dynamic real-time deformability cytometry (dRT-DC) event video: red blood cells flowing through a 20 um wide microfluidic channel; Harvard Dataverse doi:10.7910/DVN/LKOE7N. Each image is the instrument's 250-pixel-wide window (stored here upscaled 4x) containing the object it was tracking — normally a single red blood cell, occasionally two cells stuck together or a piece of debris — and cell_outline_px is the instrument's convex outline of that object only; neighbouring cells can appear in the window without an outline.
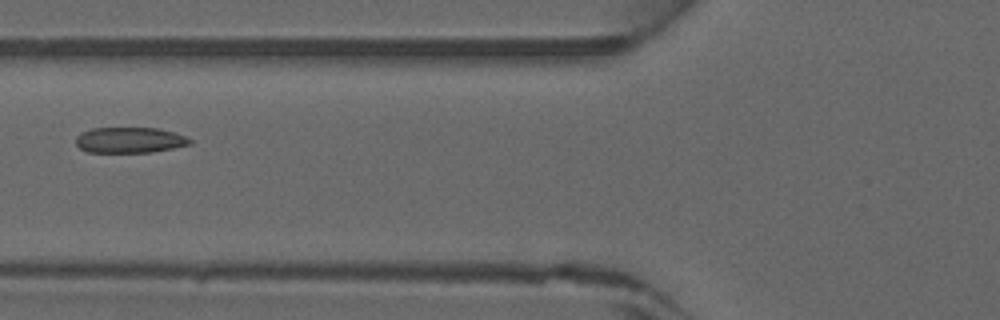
{"species": "common noctule bat (a hibernating species)", "species_latin": "Nyctalus noctula", "temperature_condition": "warm", "stored_images_in_passage": 27, "camera_frame_rate_fps": 3000, "um_per_image_px": 0.085, "animal": {"sex": "male", "forearm_length_mm": 52.5}, "frame": {"image": 1, "passage_image": 7, "time_ms": 2.0, "image_size_px": [1000, 320], "cell_outline_px": [[192, 144], [152, 152], [88, 152], [80, 148], [76, 144], [76, 136], [80, 132], [92, 128], [160, 128], [176, 132], [192, 140]], "centroid_in_image_um": [11.03, 11.9], "position_along_channel_um": 114.8, "area_um2": 17.17}}
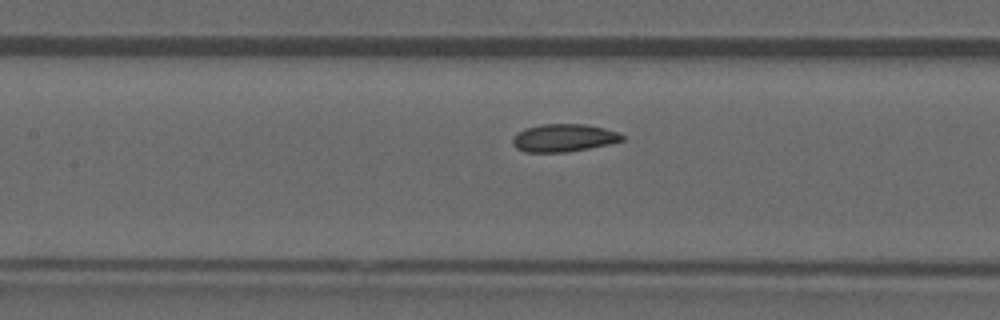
{"frame": {"image": 2, "passage_image": 10, "time_ms": 3.0, "image_size_px": [1000, 320], "cell_outline_px": [[624, 140], [608, 144], [568, 152], [524, 152], [516, 148], [512, 144], [512, 140], [516, 132], [524, 128], [540, 124], [584, 124], [604, 128], [616, 132], [624, 136]], "centroid_in_image_um": [47.86, 11.72], "position_along_channel_um": 159.5, "area_um2": 17.74}}